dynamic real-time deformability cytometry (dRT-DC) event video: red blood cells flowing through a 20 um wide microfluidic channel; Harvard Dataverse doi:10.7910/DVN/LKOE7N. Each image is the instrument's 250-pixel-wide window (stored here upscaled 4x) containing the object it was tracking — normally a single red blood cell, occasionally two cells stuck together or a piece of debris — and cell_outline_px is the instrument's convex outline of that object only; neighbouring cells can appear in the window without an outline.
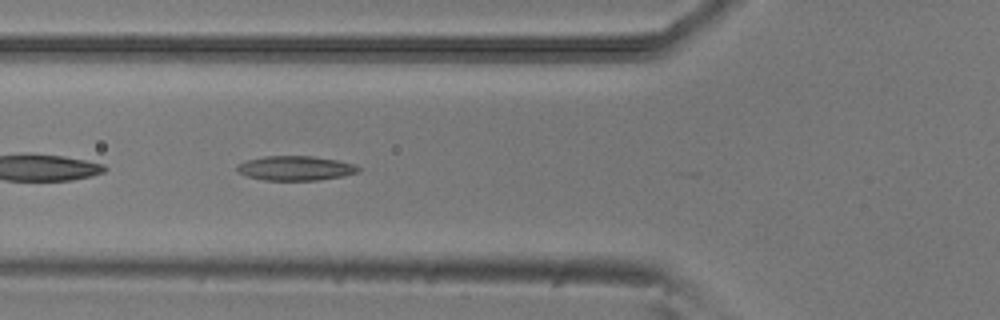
{"species": "common noctule bat (a hibernating species)", "species_latin": "Nyctalus noctula", "temperature_condition": "room temperature", "stored_images_in_passage": 22, "camera_frame_rate_fps": 3000, "um_per_image_px": 0.085, "animal": {"sex": "male", "body_mass_g": 20.5, "forearm_length_mm": 52.5}, "frame": {"image": 1, "passage_image": 18, "time_ms": 5.667, "image_size_px": [1000, 320], "cell_outline_px": [[360, 172], [344, 176], [320, 180], [264, 180], [248, 176], [240, 172], [236, 168], [240, 164], [248, 160], [264, 156], [312, 156], [336, 160], [356, 164], [360, 168]], "centroid_in_image_um": [25.19, 14.3], "position_along_channel_um": 100.6, "area_um2": 17.22}}